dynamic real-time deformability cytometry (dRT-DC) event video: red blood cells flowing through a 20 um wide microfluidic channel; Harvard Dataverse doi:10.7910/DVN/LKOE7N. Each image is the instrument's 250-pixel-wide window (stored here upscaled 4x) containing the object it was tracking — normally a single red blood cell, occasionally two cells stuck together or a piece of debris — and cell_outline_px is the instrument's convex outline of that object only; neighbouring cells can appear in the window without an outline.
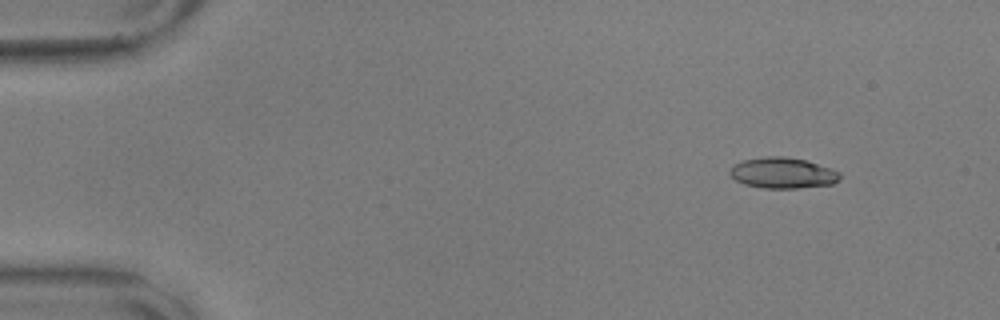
{"species": "common noctule bat (a hibernating species)", "species_latin": "Nyctalus noctula", "temperature_condition": "warm", "stored_images_in_passage": 13, "camera_frame_rate_fps": 3000, "um_per_image_px": 0.085, "animal": {"sex": "male", "body_mass_g": 17.9, "forearm_length_mm": 54.2}, "frame": {"image": 1, "passage_image": 6, "time_ms": 1.667, "image_size_px": [1000, 320], "cell_outline_px": [[840, 180], [832, 184], [796, 188], [764, 188], [744, 184], [736, 180], [728, 172], [732, 164], [744, 160], [764, 156], [784, 156], [808, 160], [832, 168], [840, 172]], "centroid_in_image_um": [66.54, 14.68], "position_along_channel_um": 18.5, "area_um2": 20.0}}